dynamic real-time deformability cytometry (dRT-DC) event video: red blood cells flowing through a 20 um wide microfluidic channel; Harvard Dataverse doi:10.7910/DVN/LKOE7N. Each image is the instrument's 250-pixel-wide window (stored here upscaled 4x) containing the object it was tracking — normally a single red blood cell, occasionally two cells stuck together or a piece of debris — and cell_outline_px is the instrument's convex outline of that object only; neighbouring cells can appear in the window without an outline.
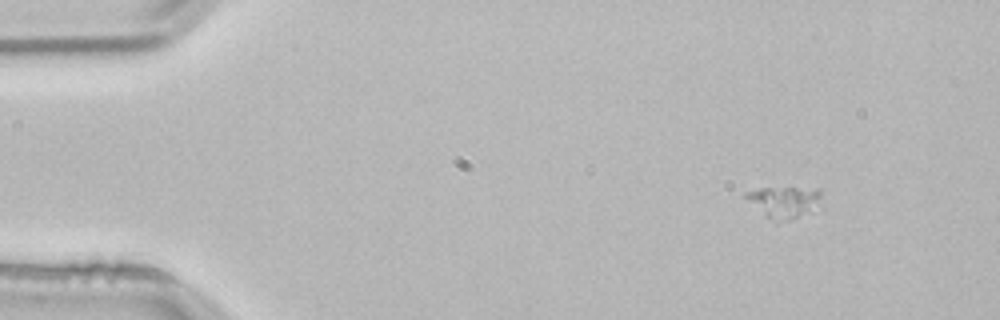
{"species": "common noctule bat (a hibernating species)", "species_latin": "Nyctalus noctula", "temperature_condition": "room temperature", "stored_images_in_passage": 2, "camera_frame_rate_fps": 3000, "um_per_image_px": 0.085, "animal": {"sex": "male", "body_mass_g": 21.5, "forearm_length_mm": 52.0}, "frame": {"image": 1, "passage_image": 1, "time_ms": 0.0, "image_size_px": [1000, 320], "cell_outline_px": [[820, 196], [812, 212], [776, 224], [748, 200], [744, 196], [744, 192], [760, 188], [820, 188]], "centroid_in_image_um": [66.64, 17.17], "position_along_channel_um": 18.4, "area_um2": 13.64}}